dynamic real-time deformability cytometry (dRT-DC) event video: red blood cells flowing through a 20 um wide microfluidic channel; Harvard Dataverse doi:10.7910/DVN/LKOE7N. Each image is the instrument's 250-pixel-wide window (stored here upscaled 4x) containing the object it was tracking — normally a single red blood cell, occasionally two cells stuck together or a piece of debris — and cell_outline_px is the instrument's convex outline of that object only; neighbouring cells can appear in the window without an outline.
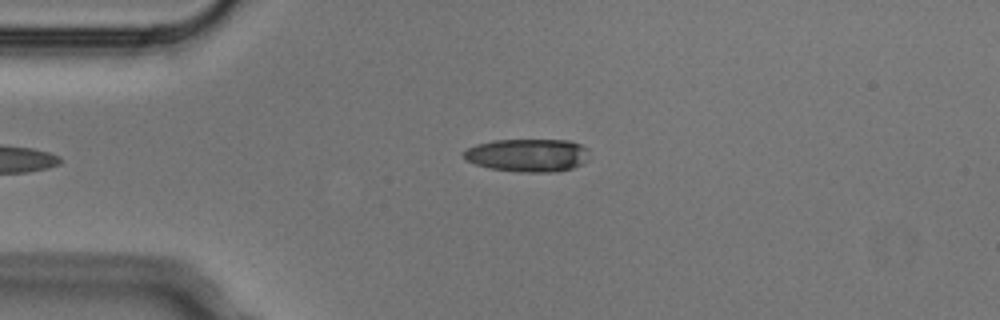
{"species": "Egyptian fruit bat (a non-hibernating species)", "species_latin": "Rousettus aegyptiacus", "temperature_condition": "cold", "stored_images_in_passage": 4, "camera_frame_rate_fps": 3000, "um_per_image_px": 0.085, "animal": {"sex": "male"}, "frame": {"image": 1, "passage_image": 4, "time_ms": 1.0, "image_size_px": [1000, 320], "cell_outline_px": [[588, 160], [584, 164], [572, 168], [556, 172], [520, 172], [492, 168], [476, 164], [468, 160], [464, 156], [464, 152], [468, 148], [476, 144], [492, 140], [568, 140], [580, 144], [588, 148]], "centroid_in_image_um": [44.92, 13.19], "position_along_channel_um": 40.1, "area_um2": 24.16}}